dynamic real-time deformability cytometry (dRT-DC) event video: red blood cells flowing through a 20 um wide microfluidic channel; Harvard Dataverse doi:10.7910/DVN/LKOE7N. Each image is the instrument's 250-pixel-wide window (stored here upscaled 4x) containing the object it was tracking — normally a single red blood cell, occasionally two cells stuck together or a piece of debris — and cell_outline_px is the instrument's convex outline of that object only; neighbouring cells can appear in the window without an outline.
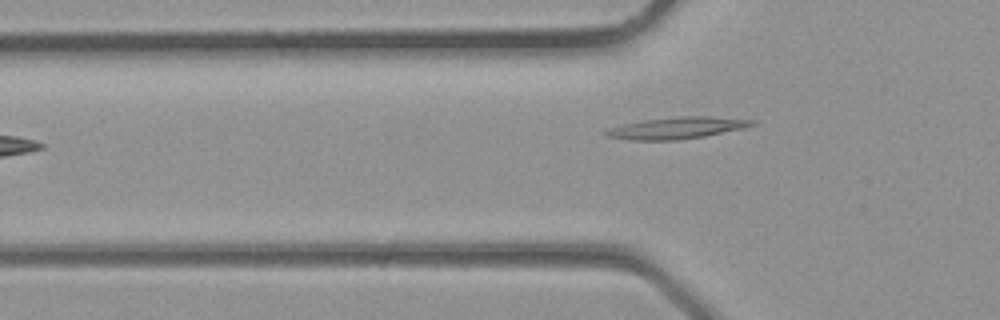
{"species": "common noctule bat (a hibernating species)", "species_latin": "Nyctalus noctula", "temperature_condition": "room temperature", "stored_images_in_passage": 4, "camera_frame_rate_fps": 3000, "um_per_image_px": 0.085, "animal": {"sex": "male", "body_mass_g": 23.1, "forearm_length_mm": 52.7}, "frame": {"image": 1, "passage_image": 4, "time_ms": 1.0, "image_size_px": [1000, 320], "cell_outline_px": [[756, 124], [744, 128], [704, 136], [676, 140], [628, 140], [608, 136], [604, 132], [608, 128], [624, 124], [644, 120], [684, 116], [708, 116], [756, 120]], "centroid_in_image_um": [57.56, 10.87], "position_along_channel_um": 68.2, "area_um2": 18.26}}